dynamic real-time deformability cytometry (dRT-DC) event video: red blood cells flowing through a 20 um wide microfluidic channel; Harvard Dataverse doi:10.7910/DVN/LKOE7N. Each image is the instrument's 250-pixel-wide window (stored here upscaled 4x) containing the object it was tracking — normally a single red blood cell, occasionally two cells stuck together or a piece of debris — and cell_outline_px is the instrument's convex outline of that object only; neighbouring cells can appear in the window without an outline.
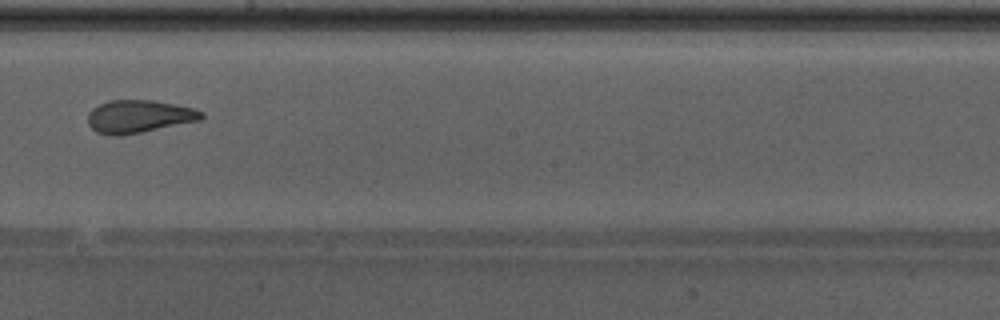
{"species": "Egyptian fruit bat (a non-hibernating species)", "species_latin": "Rousettus aegyptiacus", "temperature_condition": "warm", "stored_images_in_passage": 48, "camera_frame_rate_fps": 3000, "um_per_image_px": 0.085, "animal": {"sex": "male"}, "frame": {"image": 1, "passage_image": 28, "time_ms": 9.0, "image_size_px": [1000, 320], "cell_outline_px": [[204, 116], [200, 120], [120, 136], [112, 136], [96, 132], [88, 124], [88, 112], [92, 108], [108, 100], [152, 100], [196, 108], [204, 112]], "centroid_in_image_um": [11.79, 9.89], "position_along_channel_um": 236.4, "area_um2": 21.73}, "authors_computed_cell_mechanics": {"area_um2": 22.8888, "velocity_mm_per_s": 4.3039, "shape_relaxation_time_tau1_ms": null, "shape_relaxation_time_tau2_ms": 1.4461, "deformation_change_tau1": null, "deformation_change_tau2": 0.0888}}